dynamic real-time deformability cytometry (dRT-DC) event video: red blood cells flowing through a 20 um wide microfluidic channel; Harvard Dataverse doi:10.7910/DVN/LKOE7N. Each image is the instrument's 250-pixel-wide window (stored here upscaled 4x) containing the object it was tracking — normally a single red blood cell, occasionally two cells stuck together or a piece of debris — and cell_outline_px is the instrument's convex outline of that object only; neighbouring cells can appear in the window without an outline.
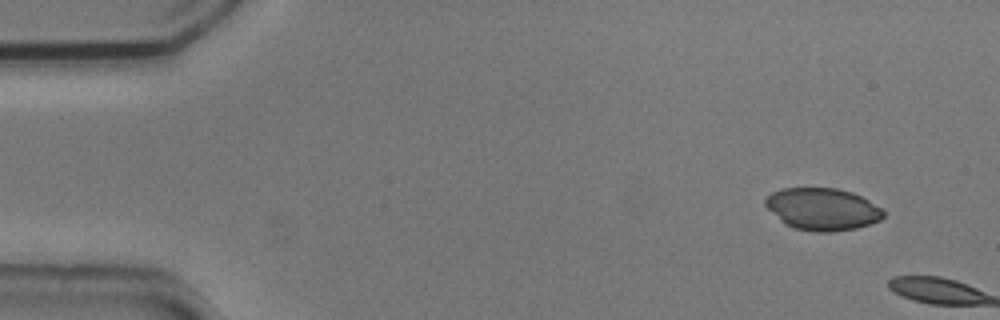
{"species": "common noctule bat (a hibernating species)", "species_latin": "Nyctalus noctula", "temperature_condition": "cold", "stored_images_in_passage": 2, "camera_frame_rate_fps": 3000, "um_per_image_px": 0.085, "animal": {"sex": "male", "body_mass_g": 20.5, "forearm_length_mm": 52.5}, "frame": {"image": 1, "passage_image": 1, "time_ms": 0.0, "image_size_px": [1000, 320], "cell_outline_px": [[884, 216], [880, 220], [856, 228], [832, 232], [816, 232], [796, 228], [784, 224], [764, 204], [764, 200], [772, 192], [780, 188], [836, 188], [852, 192], [884, 208]], "centroid_in_image_um": [69.92, 17.77], "position_along_channel_um": 15.1, "area_um2": 29.02}}